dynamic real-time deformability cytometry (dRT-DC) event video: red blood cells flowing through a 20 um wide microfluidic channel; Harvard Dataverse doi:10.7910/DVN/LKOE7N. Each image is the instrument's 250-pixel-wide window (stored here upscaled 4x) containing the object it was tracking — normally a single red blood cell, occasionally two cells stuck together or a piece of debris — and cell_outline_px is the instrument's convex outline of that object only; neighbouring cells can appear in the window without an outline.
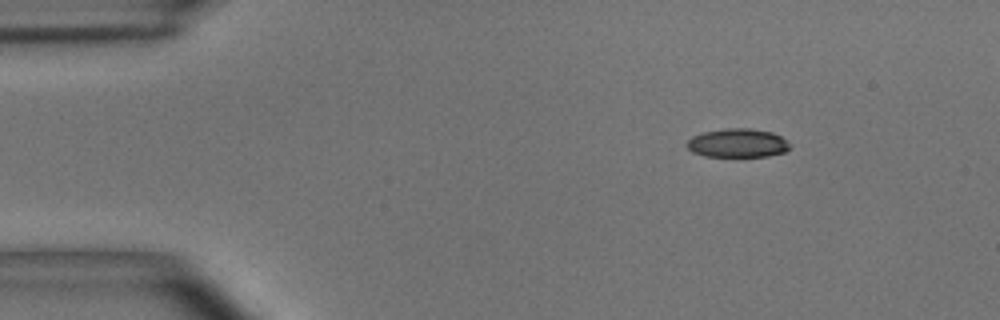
{"species": "common noctule bat (a hibernating species)", "species_latin": "Nyctalus noctula", "temperature_condition": "room temperature", "stored_images_in_passage": 47, "camera_frame_rate_fps": 3000, "um_per_image_px": 0.085, "animal": {"sex": "male", "body_mass_g": 15.6}, "frame": {"image": 1, "passage_image": 1, "time_ms": 0.0, "image_size_px": [1000, 320], "cell_outline_px": [[788, 148], [784, 152], [768, 156], [704, 156], [692, 152], [684, 144], [692, 136], [704, 132], [724, 128], [748, 128], [772, 132], [780, 136], [788, 144]], "centroid_in_image_um": [62.63, 12.15], "position_along_channel_um": 22.4, "area_um2": 17.11}}
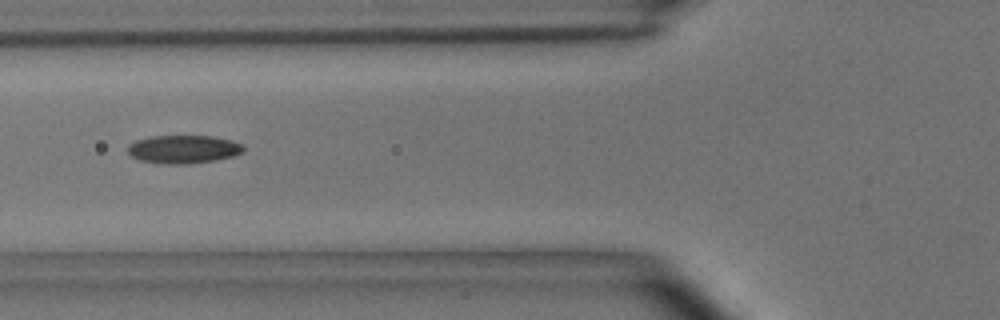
{"frame": {"image": 2, "passage_image": 14, "time_ms": 4.333, "image_size_px": [1000, 320], "cell_outline_px": [[244, 152], [232, 156], [216, 160], [188, 164], [168, 164], [140, 160], [132, 156], [128, 152], [128, 144], [136, 140], [148, 136], [212, 136], [232, 140], [244, 144]], "centroid_in_image_um": [15.61, 12.68], "position_along_channel_um": 110.2, "area_um2": 19.13}}
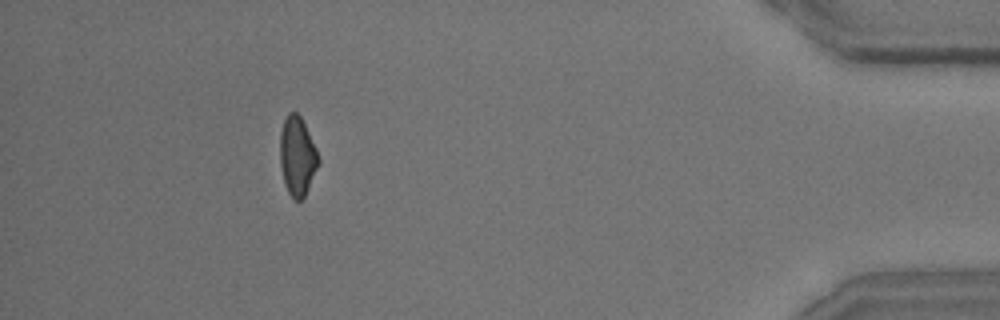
{"frame": {"image": 3, "passage_image": 43, "time_ms": 14.0, "image_size_px": [1000, 320], "cell_outline_px": [[320, 160], [308, 188], [304, 196], [300, 200], [296, 200], [288, 192], [284, 184], [280, 164], [280, 132], [284, 120], [288, 112], [296, 112], [300, 116], [316, 148]], "centroid_in_image_um": [25.25, 13.26], "position_along_channel_um": 409.9, "area_um2": 17.46}}